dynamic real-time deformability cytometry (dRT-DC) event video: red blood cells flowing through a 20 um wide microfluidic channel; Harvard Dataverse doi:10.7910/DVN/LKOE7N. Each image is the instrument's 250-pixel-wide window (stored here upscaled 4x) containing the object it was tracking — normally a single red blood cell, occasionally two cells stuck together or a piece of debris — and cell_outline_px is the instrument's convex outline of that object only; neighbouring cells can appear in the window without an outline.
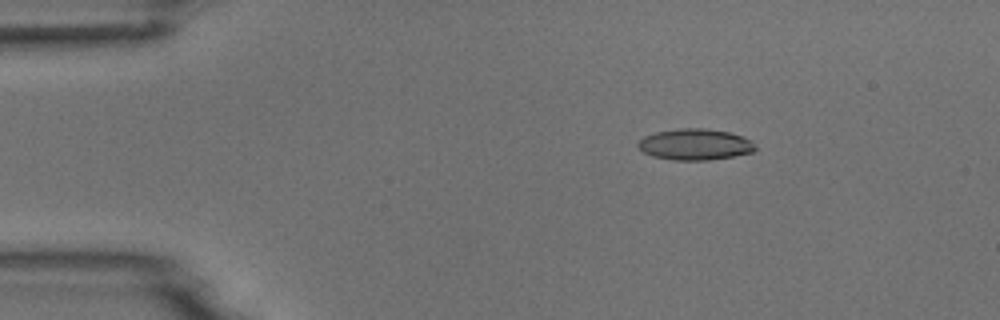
{"species": "common noctule bat (a hibernating species)", "species_latin": "Nyctalus noctula", "temperature_condition": "room temperature", "stored_images_in_passage": 5, "camera_frame_rate_fps": 3000, "um_per_image_px": 0.085, "animal": {"sex": "male", "body_mass_g": 18.8}, "frame": {"image": 1, "passage_image": 3, "time_ms": 2.333, "image_size_px": [1000, 320], "cell_outline_px": [[756, 148], [752, 152], [732, 156], [708, 160], [672, 160], [652, 156], [644, 152], [636, 144], [644, 136], [656, 132], [680, 128], [704, 128], [732, 132], [744, 136], [752, 140]], "centroid_in_image_um": [59.1, 12.26], "position_along_channel_um": 25.9, "area_um2": 21.39}}